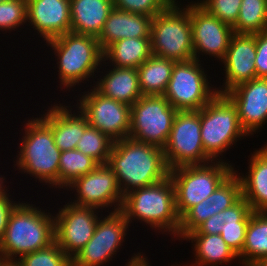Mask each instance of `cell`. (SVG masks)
I'll list each match as a JSON object with an SVG mask.
<instances>
[{
  "label": "cell",
  "mask_w": 267,
  "mask_h": 266,
  "mask_svg": "<svg viewBox=\"0 0 267 266\" xmlns=\"http://www.w3.org/2000/svg\"><path fill=\"white\" fill-rule=\"evenodd\" d=\"M107 165L116 175L123 194L169 177L163 148L125 138L115 141Z\"/></svg>",
  "instance_id": "cell-1"
},
{
  "label": "cell",
  "mask_w": 267,
  "mask_h": 266,
  "mask_svg": "<svg viewBox=\"0 0 267 266\" xmlns=\"http://www.w3.org/2000/svg\"><path fill=\"white\" fill-rule=\"evenodd\" d=\"M131 224L136 220L178 240L180 216L176 210L175 187L170 177L124 195L120 210Z\"/></svg>",
  "instance_id": "cell-2"
},
{
  "label": "cell",
  "mask_w": 267,
  "mask_h": 266,
  "mask_svg": "<svg viewBox=\"0 0 267 266\" xmlns=\"http://www.w3.org/2000/svg\"><path fill=\"white\" fill-rule=\"evenodd\" d=\"M45 212L30 202L18 201L0 241V252L6 259H19L55 242L54 215L49 210Z\"/></svg>",
  "instance_id": "cell-3"
},
{
  "label": "cell",
  "mask_w": 267,
  "mask_h": 266,
  "mask_svg": "<svg viewBox=\"0 0 267 266\" xmlns=\"http://www.w3.org/2000/svg\"><path fill=\"white\" fill-rule=\"evenodd\" d=\"M45 43L55 55L62 91L67 89L70 92L69 89L77 84L97 78L95 73H103V51L97 37L68 32ZM100 69L102 71H98Z\"/></svg>",
  "instance_id": "cell-4"
},
{
  "label": "cell",
  "mask_w": 267,
  "mask_h": 266,
  "mask_svg": "<svg viewBox=\"0 0 267 266\" xmlns=\"http://www.w3.org/2000/svg\"><path fill=\"white\" fill-rule=\"evenodd\" d=\"M24 133L20 151L15 157L14 168L21 174L34 176L38 183L48 185V188H58V170L61 151L54 142L52 129L39 117L28 118L23 124ZM17 158V159H16Z\"/></svg>",
  "instance_id": "cell-5"
},
{
  "label": "cell",
  "mask_w": 267,
  "mask_h": 266,
  "mask_svg": "<svg viewBox=\"0 0 267 266\" xmlns=\"http://www.w3.org/2000/svg\"><path fill=\"white\" fill-rule=\"evenodd\" d=\"M200 123L204 151L212 161L227 162L220 156L248 137L239 123L236 105L226 94L217 93L200 109Z\"/></svg>",
  "instance_id": "cell-6"
},
{
  "label": "cell",
  "mask_w": 267,
  "mask_h": 266,
  "mask_svg": "<svg viewBox=\"0 0 267 266\" xmlns=\"http://www.w3.org/2000/svg\"><path fill=\"white\" fill-rule=\"evenodd\" d=\"M150 43L152 55L157 57L176 62L194 59L188 4L183 6L180 1H173L153 17Z\"/></svg>",
  "instance_id": "cell-7"
},
{
  "label": "cell",
  "mask_w": 267,
  "mask_h": 266,
  "mask_svg": "<svg viewBox=\"0 0 267 266\" xmlns=\"http://www.w3.org/2000/svg\"><path fill=\"white\" fill-rule=\"evenodd\" d=\"M235 165L211 161L184 165L169 172L175 187L176 210L180 218L192 207L209 197L233 172Z\"/></svg>",
  "instance_id": "cell-8"
},
{
  "label": "cell",
  "mask_w": 267,
  "mask_h": 266,
  "mask_svg": "<svg viewBox=\"0 0 267 266\" xmlns=\"http://www.w3.org/2000/svg\"><path fill=\"white\" fill-rule=\"evenodd\" d=\"M202 61L175 62L163 96L177 111H198L218 93Z\"/></svg>",
  "instance_id": "cell-9"
},
{
  "label": "cell",
  "mask_w": 267,
  "mask_h": 266,
  "mask_svg": "<svg viewBox=\"0 0 267 266\" xmlns=\"http://www.w3.org/2000/svg\"><path fill=\"white\" fill-rule=\"evenodd\" d=\"M177 112L164 96H141L131 106L128 137L164 148Z\"/></svg>",
  "instance_id": "cell-10"
},
{
  "label": "cell",
  "mask_w": 267,
  "mask_h": 266,
  "mask_svg": "<svg viewBox=\"0 0 267 266\" xmlns=\"http://www.w3.org/2000/svg\"><path fill=\"white\" fill-rule=\"evenodd\" d=\"M200 110L178 111L163 148L168 168L209 163L201 138Z\"/></svg>",
  "instance_id": "cell-11"
},
{
  "label": "cell",
  "mask_w": 267,
  "mask_h": 266,
  "mask_svg": "<svg viewBox=\"0 0 267 266\" xmlns=\"http://www.w3.org/2000/svg\"><path fill=\"white\" fill-rule=\"evenodd\" d=\"M106 211L109 215L101 213L93 237L72 258V266H105L120 251L131 225L120 210Z\"/></svg>",
  "instance_id": "cell-12"
},
{
  "label": "cell",
  "mask_w": 267,
  "mask_h": 266,
  "mask_svg": "<svg viewBox=\"0 0 267 266\" xmlns=\"http://www.w3.org/2000/svg\"><path fill=\"white\" fill-rule=\"evenodd\" d=\"M87 90L82 92L83 95L81 93L77 104L72 107L78 108L90 126L105 133L114 142L127 138L131 106L102 96L93 87Z\"/></svg>",
  "instance_id": "cell-13"
},
{
  "label": "cell",
  "mask_w": 267,
  "mask_h": 266,
  "mask_svg": "<svg viewBox=\"0 0 267 266\" xmlns=\"http://www.w3.org/2000/svg\"><path fill=\"white\" fill-rule=\"evenodd\" d=\"M75 191L72 204L95 208L97 210L112 207V212L121 210L123 194L116 175L107 164H99L93 171L74 180L64 188ZM109 207V208H108ZM114 208V209H113Z\"/></svg>",
  "instance_id": "cell-14"
},
{
  "label": "cell",
  "mask_w": 267,
  "mask_h": 266,
  "mask_svg": "<svg viewBox=\"0 0 267 266\" xmlns=\"http://www.w3.org/2000/svg\"><path fill=\"white\" fill-rule=\"evenodd\" d=\"M58 209L54 214L55 242L72 259L93 237L101 212L70 201Z\"/></svg>",
  "instance_id": "cell-15"
},
{
  "label": "cell",
  "mask_w": 267,
  "mask_h": 266,
  "mask_svg": "<svg viewBox=\"0 0 267 266\" xmlns=\"http://www.w3.org/2000/svg\"><path fill=\"white\" fill-rule=\"evenodd\" d=\"M192 27V42L194 59L200 61L201 55L214 57V60L224 59L229 47L231 37L234 34L233 27L221 22L210 14L197 0L187 2ZM203 53V54H202Z\"/></svg>",
  "instance_id": "cell-16"
},
{
  "label": "cell",
  "mask_w": 267,
  "mask_h": 266,
  "mask_svg": "<svg viewBox=\"0 0 267 266\" xmlns=\"http://www.w3.org/2000/svg\"><path fill=\"white\" fill-rule=\"evenodd\" d=\"M225 94L236 105L239 123L247 135L261 132L267 123V78L238 84Z\"/></svg>",
  "instance_id": "cell-17"
},
{
  "label": "cell",
  "mask_w": 267,
  "mask_h": 266,
  "mask_svg": "<svg viewBox=\"0 0 267 266\" xmlns=\"http://www.w3.org/2000/svg\"><path fill=\"white\" fill-rule=\"evenodd\" d=\"M256 34L234 33L226 55L221 63L224 70L223 85L216 87L217 92L225 94L238 84L256 78Z\"/></svg>",
  "instance_id": "cell-18"
},
{
  "label": "cell",
  "mask_w": 267,
  "mask_h": 266,
  "mask_svg": "<svg viewBox=\"0 0 267 266\" xmlns=\"http://www.w3.org/2000/svg\"><path fill=\"white\" fill-rule=\"evenodd\" d=\"M252 212L249 203L241 197L230 208L211 216L188 234H220L225 243L239 256Z\"/></svg>",
  "instance_id": "cell-19"
},
{
  "label": "cell",
  "mask_w": 267,
  "mask_h": 266,
  "mask_svg": "<svg viewBox=\"0 0 267 266\" xmlns=\"http://www.w3.org/2000/svg\"><path fill=\"white\" fill-rule=\"evenodd\" d=\"M241 197V181L233 172L209 197L192 206L180 218L178 240L181 241L211 216L230 208Z\"/></svg>",
  "instance_id": "cell-20"
},
{
  "label": "cell",
  "mask_w": 267,
  "mask_h": 266,
  "mask_svg": "<svg viewBox=\"0 0 267 266\" xmlns=\"http://www.w3.org/2000/svg\"><path fill=\"white\" fill-rule=\"evenodd\" d=\"M27 23L46 42L71 32L70 0H27Z\"/></svg>",
  "instance_id": "cell-21"
},
{
  "label": "cell",
  "mask_w": 267,
  "mask_h": 266,
  "mask_svg": "<svg viewBox=\"0 0 267 266\" xmlns=\"http://www.w3.org/2000/svg\"><path fill=\"white\" fill-rule=\"evenodd\" d=\"M52 105L46 112L44 110L43 115H39L40 118L52 129L54 142L61 152L76 149L89 122L77 108L78 111H73L69 105L65 106L62 103Z\"/></svg>",
  "instance_id": "cell-22"
},
{
  "label": "cell",
  "mask_w": 267,
  "mask_h": 266,
  "mask_svg": "<svg viewBox=\"0 0 267 266\" xmlns=\"http://www.w3.org/2000/svg\"><path fill=\"white\" fill-rule=\"evenodd\" d=\"M153 17L113 8L97 40L102 51L124 38H150Z\"/></svg>",
  "instance_id": "cell-23"
},
{
  "label": "cell",
  "mask_w": 267,
  "mask_h": 266,
  "mask_svg": "<svg viewBox=\"0 0 267 266\" xmlns=\"http://www.w3.org/2000/svg\"><path fill=\"white\" fill-rule=\"evenodd\" d=\"M101 66H108L110 69H106L105 67V75L104 73L101 76L98 74L99 78L93 83V85H96H90V88L92 86L102 96L130 106L143 96L139 88L136 68H119L110 66L106 65V61L104 60L102 61Z\"/></svg>",
  "instance_id": "cell-24"
},
{
  "label": "cell",
  "mask_w": 267,
  "mask_h": 266,
  "mask_svg": "<svg viewBox=\"0 0 267 266\" xmlns=\"http://www.w3.org/2000/svg\"><path fill=\"white\" fill-rule=\"evenodd\" d=\"M248 172L234 170L241 181L242 197L254 212H267V143L251 153Z\"/></svg>",
  "instance_id": "cell-25"
},
{
  "label": "cell",
  "mask_w": 267,
  "mask_h": 266,
  "mask_svg": "<svg viewBox=\"0 0 267 266\" xmlns=\"http://www.w3.org/2000/svg\"><path fill=\"white\" fill-rule=\"evenodd\" d=\"M113 8V0H70L71 32L98 37Z\"/></svg>",
  "instance_id": "cell-26"
},
{
  "label": "cell",
  "mask_w": 267,
  "mask_h": 266,
  "mask_svg": "<svg viewBox=\"0 0 267 266\" xmlns=\"http://www.w3.org/2000/svg\"><path fill=\"white\" fill-rule=\"evenodd\" d=\"M182 240L193 243L195 261L191 262L192 266H219L235 259L239 261L220 234H187Z\"/></svg>",
  "instance_id": "cell-27"
},
{
  "label": "cell",
  "mask_w": 267,
  "mask_h": 266,
  "mask_svg": "<svg viewBox=\"0 0 267 266\" xmlns=\"http://www.w3.org/2000/svg\"><path fill=\"white\" fill-rule=\"evenodd\" d=\"M151 55L150 38H124L103 51V60L110 66L137 69Z\"/></svg>",
  "instance_id": "cell-28"
},
{
  "label": "cell",
  "mask_w": 267,
  "mask_h": 266,
  "mask_svg": "<svg viewBox=\"0 0 267 266\" xmlns=\"http://www.w3.org/2000/svg\"><path fill=\"white\" fill-rule=\"evenodd\" d=\"M176 61L151 55L138 68L139 88L143 95L163 96Z\"/></svg>",
  "instance_id": "cell-29"
},
{
  "label": "cell",
  "mask_w": 267,
  "mask_h": 266,
  "mask_svg": "<svg viewBox=\"0 0 267 266\" xmlns=\"http://www.w3.org/2000/svg\"><path fill=\"white\" fill-rule=\"evenodd\" d=\"M265 256H267V212L253 211L238 263L242 264L241 266H253Z\"/></svg>",
  "instance_id": "cell-30"
},
{
  "label": "cell",
  "mask_w": 267,
  "mask_h": 266,
  "mask_svg": "<svg viewBox=\"0 0 267 266\" xmlns=\"http://www.w3.org/2000/svg\"><path fill=\"white\" fill-rule=\"evenodd\" d=\"M99 164L90 156L77 149L60 154L58 170V189H64L77 178L93 171Z\"/></svg>",
  "instance_id": "cell-31"
},
{
  "label": "cell",
  "mask_w": 267,
  "mask_h": 266,
  "mask_svg": "<svg viewBox=\"0 0 267 266\" xmlns=\"http://www.w3.org/2000/svg\"><path fill=\"white\" fill-rule=\"evenodd\" d=\"M267 30V0H242L234 33L256 34Z\"/></svg>",
  "instance_id": "cell-32"
},
{
  "label": "cell",
  "mask_w": 267,
  "mask_h": 266,
  "mask_svg": "<svg viewBox=\"0 0 267 266\" xmlns=\"http://www.w3.org/2000/svg\"><path fill=\"white\" fill-rule=\"evenodd\" d=\"M113 143L105 133L89 125L80 137L76 149L98 164H107Z\"/></svg>",
  "instance_id": "cell-33"
},
{
  "label": "cell",
  "mask_w": 267,
  "mask_h": 266,
  "mask_svg": "<svg viewBox=\"0 0 267 266\" xmlns=\"http://www.w3.org/2000/svg\"><path fill=\"white\" fill-rule=\"evenodd\" d=\"M19 261L23 266H72V259L56 242L46 248L22 255Z\"/></svg>",
  "instance_id": "cell-34"
},
{
  "label": "cell",
  "mask_w": 267,
  "mask_h": 266,
  "mask_svg": "<svg viewBox=\"0 0 267 266\" xmlns=\"http://www.w3.org/2000/svg\"><path fill=\"white\" fill-rule=\"evenodd\" d=\"M27 24V0H7L0 3V30L15 31Z\"/></svg>",
  "instance_id": "cell-35"
},
{
  "label": "cell",
  "mask_w": 267,
  "mask_h": 266,
  "mask_svg": "<svg viewBox=\"0 0 267 266\" xmlns=\"http://www.w3.org/2000/svg\"><path fill=\"white\" fill-rule=\"evenodd\" d=\"M200 1V2H199ZM210 14L231 27L236 24L242 0H199Z\"/></svg>",
  "instance_id": "cell-36"
},
{
  "label": "cell",
  "mask_w": 267,
  "mask_h": 266,
  "mask_svg": "<svg viewBox=\"0 0 267 266\" xmlns=\"http://www.w3.org/2000/svg\"><path fill=\"white\" fill-rule=\"evenodd\" d=\"M172 2L173 0H113L114 8L151 17L164 11Z\"/></svg>",
  "instance_id": "cell-37"
},
{
  "label": "cell",
  "mask_w": 267,
  "mask_h": 266,
  "mask_svg": "<svg viewBox=\"0 0 267 266\" xmlns=\"http://www.w3.org/2000/svg\"><path fill=\"white\" fill-rule=\"evenodd\" d=\"M256 78H267V30L256 33Z\"/></svg>",
  "instance_id": "cell-38"
},
{
  "label": "cell",
  "mask_w": 267,
  "mask_h": 266,
  "mask_svg": "<svg viewBox=\"0 0 267 266\" xmlns=\"http://www.w3.org/2000/svg\"><path fill=\"white\" fill-rule=\"evenodd\" d=\"M11 195L0 199V241L6 230L8 218L14 206L18 203L10 198Z\"/></svg>",
  "instance_id": "cell-39"
},
{
  "label": "cell",
  "mask_w": 267,
  "mask_h": 266,
  "mask_svg": "<svg viewBox=\"0 0 267 266\" xmlns=\"http://www.w3.org/2000/svg\"><path fill=\"white\" fill-rule=\"evenodd\" d=\"M5 179V176L3 177L2 175H0V199L9 195L6 185H4V183L6 182L4 181Z\"/></svg>",
  "instance_id": "cell-40"
},
{
  "label": "cell",
  "mask_w": 267,
  "mask_h": 266,
  "mask_svg": "<svg viewBox=\"0 0 267 266\" xmlns=\"http://www.w3.org/2000/svg\"><path fill=\"white\" fill-rule=\"evenodd\" d=\"M2 266H23L19 259H5Z\"/></svg>",
  "instance_id": "cell-41"
},
{
  "label": "cell",
  "mask_w": 267,
  "mask_h": 266,
  "mask_svg": "<svg viewBox=\"0 0 267 266\" xmlns=\"http://www.w3.org/2000/svg\"><path fill=\"white\" fill-rule=\"evenodd\" d=\"M148 257L146 256V254L145 255H143V258L141 259V262H140V264H139V266H151L150 265V262L149 261H147L148 259H147ZM149 262V263H148ZM188 263H186V264H184L185 266H188L187 265ZM179 266V264H173V265H171V266ZM184 265H182V266H184ZM181 266V265H180ZM189 266H192V265H189Z\"/></svg>",
  "instance_id": "cell-42"
},
{
  "label": "cell",
  "mask_w": 267,
  "mask_h": 266,
  "mask_svg": "<svg viewBox=\"0 0 267 266\" xmlns=\"http://www.w3.org/2000/svg\"><path fill=\"white\" fill-rule=\"evenodd\" d=\"M253 266H267V256L261 258L258 262H256Z\"/></svg>",
  "instance_id": "cell-43"
},
{
  "label": "cell",
  "mask_w": 267,
  "mask_h": 266,
  "mask_svg": "<svg viewBox=\"0 0 267 266\" xmlns=\"http://www.w3.org/2000/svg\"><path fill=\"white\" fill-rule=\"evenodd\" d=\"M6 259V257L0 252V266L3 265V261Z\"/></svg>",
  "instance_id": "cell-44"
}]
</instances>
